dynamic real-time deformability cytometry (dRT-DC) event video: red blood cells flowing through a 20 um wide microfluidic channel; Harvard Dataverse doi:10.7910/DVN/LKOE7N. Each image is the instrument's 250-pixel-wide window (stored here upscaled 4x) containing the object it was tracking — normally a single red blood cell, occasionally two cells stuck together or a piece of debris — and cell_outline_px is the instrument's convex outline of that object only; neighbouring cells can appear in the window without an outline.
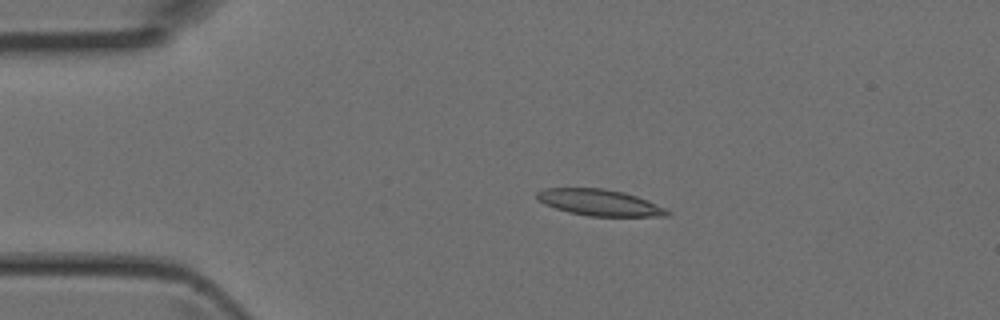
{"species": "Egyptian fruit bat (a non-hibernating species)", "species_latin": "Rousettus aegyptiacus", "temperature_condition": "room temperature", "stored_images_in_passage": 3, "camera_frame_rate_fps": 3000, "um_per_image_px": 0.085, "animal": {"sex": "female"}, "frame": {"image": 1, "passage_image": 2, "time_ms": 0.333, "image_size_px": [1000, 320], "cell_outline_px": [[672, 212], [668, 216], [588, 216], [568, 212], [544, 204], [536, 200], [536, 192], [544, 188], [604, 188], [624, 192], [648, 200]], "centroid_in_image_um": [50.93, 17.21], "position_along_channel_um": 34.1, "area_um2": 20.06}}